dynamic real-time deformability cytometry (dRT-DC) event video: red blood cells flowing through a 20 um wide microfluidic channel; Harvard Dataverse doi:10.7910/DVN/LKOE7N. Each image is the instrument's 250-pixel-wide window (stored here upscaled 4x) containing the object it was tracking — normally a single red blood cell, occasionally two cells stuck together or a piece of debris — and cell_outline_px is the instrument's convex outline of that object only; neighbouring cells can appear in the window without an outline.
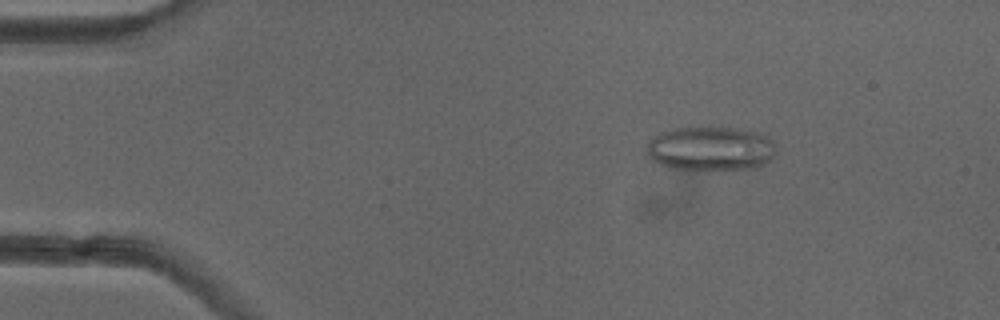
{"species": "common noctule bat (a hibernating species)", "species_latin": "Nyctalus noctula", "temperature_condition": "cold", "stored_images_in_passage": 51, "camera_frame_rate_fps": 3000, "um_per_image_px": 0.085, "animal": {"sex": "female"}, "frame": {"image": 1, "passage_image": 8, "time_ms": 2.333, "image_size_px": [1000, 320], "cell_outline_px": [[776, 152], [764, 164], [756, 168], [668, 168], [660, 164], [648, 152], [648, 140], [660, 132], [672, 128], [736, 128], [768, 132], [776, 144]], "centroid_in_image_um": [60.5, 12.58], "position_along_channel_um": 24.5, "area_um2": 33.12}}
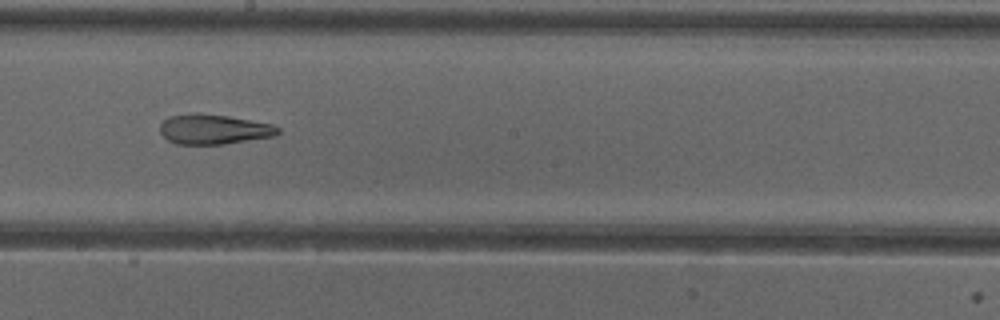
{"frame": {"image": 2, "passage_image": 29, "time_ms": 9.333, "image_size_px": [1000, 320], "cell_outline_px": [[280, 132], [276, 136], [224, 144], [176, 144], [168, 140], [160, 132], [160, 124], [168, 116], [196, 112], [200, 112], [228, 116], [272, 124], [280, 128]], "centroid_in_image_um": [18.17, 10.98], "position_along_channel_um": 230.0, "area_um2": 20.75}}
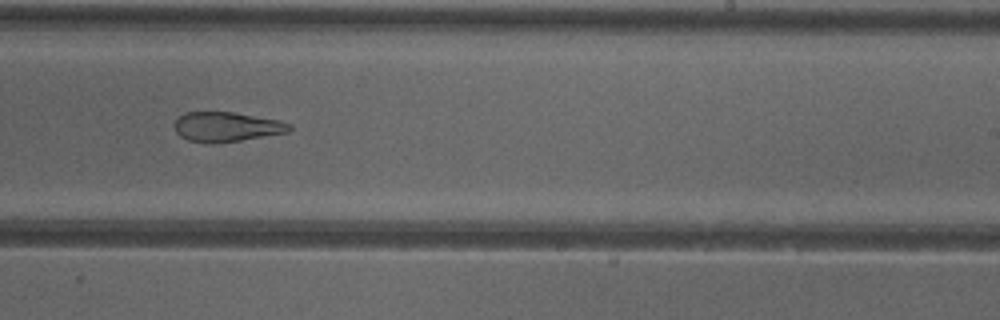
{"frame": {"image": 3, "passage_image": 32, "time_ms": 10.333, "image_size_px": [1000, 320], "cell_outline_px": [[292, 128], [288, 132], [240, 140], [212, 144], [204, 144], [188, 140], [180, 136], [176, 132], [176, 120], [184, 112], [232, 112], [280, 120], [292, 124]], "centroid_in_image_um": [19.26, 10.79], "position_along_channel_um": 269.7, "area_um2": 19.88}, "authors_computed_cell_mechanics": {"area_um2": 24.854, "velocity_mm_per_s": 3.9954, "shape_relaxation_time_tau1_ms": null, "shape_relaxation_time_tau2_ms": 3.7407, "deformation_change_tau1": null, "deformation_change_tau2": 0.1314}}